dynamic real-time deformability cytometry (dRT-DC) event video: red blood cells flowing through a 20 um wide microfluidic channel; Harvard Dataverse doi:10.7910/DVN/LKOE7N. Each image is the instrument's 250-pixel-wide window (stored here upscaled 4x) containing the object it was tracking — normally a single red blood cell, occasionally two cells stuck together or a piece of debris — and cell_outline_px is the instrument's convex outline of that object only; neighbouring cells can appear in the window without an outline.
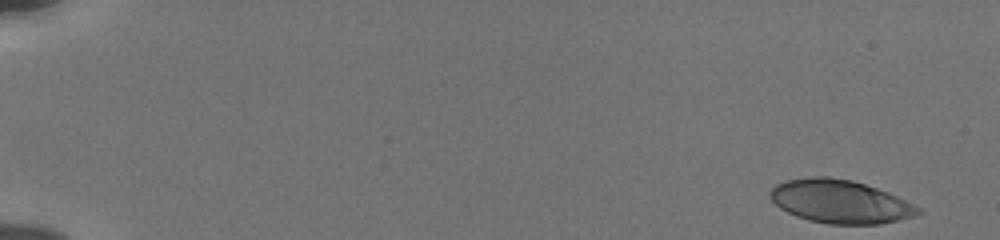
{"species": "human", "species_latin": "Homo sapiens", "temperature_condition": "cold", "stored_images_in_passage": 53, "camera_frame_rate_fps": 3000, "um_per_image_px": 0.085, "donor": {"sex": "male"}, "frame": {"image": 1, "passage_image": 1, "time_ms": 0.0, "image_size_px": [1000, 240], "cell_outline_px": [[924, 212], [900, 220], [880, 224], [828, 224], [808, 220], [796, 216], [780, 208], [768, 196], [768, 192], [776, 184], [784, 180], [816, 176], [828, 176], [852, 180], [888, 192], [920, 208]], "centroid_in_image_um": [71.38, 17.13], "position_along_channel_um": 13.6, "area_um2": 37.34}}
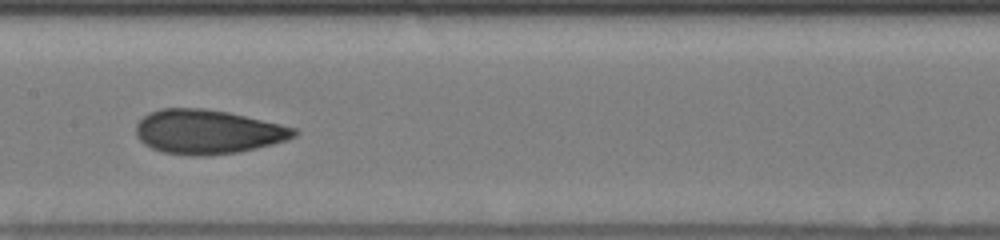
{"frame": {"image": 2, "passage_image": 28, "time_ms": 9.0, "image_size_px": [1000, 240], "cell_outline_px": [[296, 136], [288, 140], [240, 152], [204, 156], [192, 156], [164, 152], [152, 148], [144, 144], [136, 136], [136, 124], [148, 112], [160, 108], [204, 108], [228, 112], [280, 124], [296, 128]], "centroid_in_image_um": [17.63, 11.2], "position_along_channel_um": 189.8, "area_um2": 40.81}}
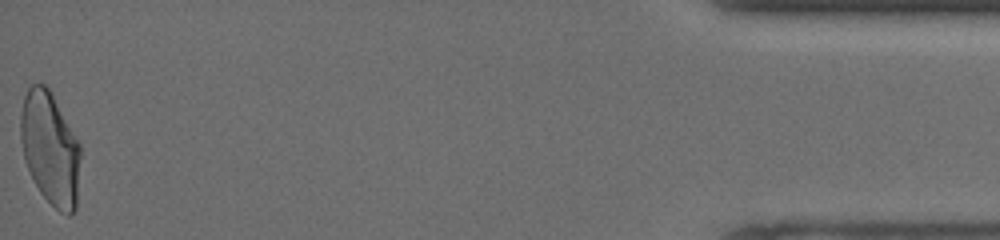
{"frame": {"image": 3, "passage_image": 53, "time_ms": 17.333, "image_size_px": [1000, 240], "cell_outline_px": [[80, 156], [76, 208], [68, 216], [60, 212], [40, 192], [24, 160], [20, 140], [20, 116], [24, 96], [28, 88], [32, 84], [44, 84], [48, 88], [80, 144]], "centroid_in_image_um": [4.25, 12.62], "position_along_channel_um": 431.0, "area_um2": 38.96}, "authors_computed_cell_mechanics": {"area_um2": 38.8994, "velocity_mm_per_s": 3.8518, "shape_relaxation_time_tau1_ms": 5.5412, "shape_relaxation_time_tau2_ms": 1.2571, "deformation_change_tau1": 0.168, "deformation_change_tau2": 0.0786}}